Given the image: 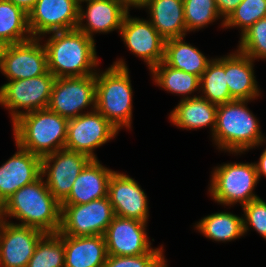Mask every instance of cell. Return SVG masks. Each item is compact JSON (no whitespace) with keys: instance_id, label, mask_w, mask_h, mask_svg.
<instances>
[{"instance_id":"cell-2","label":"cell","mask_w":266,"mask_h":267,"mask_svg":"<svg viewBox=\"0 0 266 267\" xmlns=\"http://www.w3.org/2000/svg\"><path fill=\"white\" fill-rule=\"evenodd\" d=\"M48 71L56 78L95 75V41L78 29L53 32L44 44ZM93 68V70H92Z\"/></svg>"},{"instance_id":"cell-22","label":"cell","mask_w":266,"mask_h":267,"mask_svg":"<svg viewBox=\"0 0 266 267\" xmlns=\"http://www.w3.org/2000/svg\"><path fill=\"white\" fill-rule=\"evenodd\" d=\"M253 59L237 50L225 56V74L230 96L234 100H252L259 96Z\"/></svg>"},{"instance_id":"cell-8","label":"cell","mask_w":266,"mask_h":267,"mask_svg":"<svg viewBox=\"0 0 266 267\" xmlns=\"http://www.w3.org/2000/svg\"><path fill=\"white\" fill-rule=\"evenodd\" d=\"M114 216L108 196L86 204L61 205L58 232L68 236L104 235Z\"/></svg>"},{"instance_id":"cell-13","label":"cell","mask_w":266,"mask_h":267,"mask_svg":"<svg viewBox=\"0 0 266 267\" xmlns=\"http://www.w3.org/2000/svg\"><path fill=\"white\" fill-rule=\"evenodd\" d=\"M45 234L40 229L0 219V267H27Z\"/></svg>"},{"instance_id":"cell-32","label":"cell","mask_w":266,"mask_h":267,"mask_svg":"<svg viewBox=\"0 0 266 267\" xmlns=\"http://www.w3.org/2000/svg\"><path fill=\"white\" fill-rule=\"evenodd\" d=\"M266 17V0H242L223 27H240L241 34L261 18Z\"/></svg>"},{"instance_id":"cell-34","label":"cell","mask_w":266,"mask_h":267,"mask_svg":"<svg viewBox=\"0 0 266 267\" xmlns=\"http://www.w3.org/2000/svg\"><path fill=\"white\" fill-rule=\"evenodd\" d=\"M162 252L161 247L137 256L107 255L103 267H167Z\"/></svg>"},{"instance_id":"cell-30","label":"cell","mask_w":266,"mask_h":267,"mask_svg":"<svg viewBox=\"0 0 266 267\" xmlns=\"http://www.w3.org/2000/svg\"><path fill=\"white\" fill-rule=\"evenodd\" d=\"M65 248L57 233H46L36 245L27 267H65Z\"/></svg>"},{"instance_id":"cell-6","label":"cell","mask_w":266,"mask_h":267,"mask_svg":"<svg viewBox=\"0 0 266 267\" xmlns=\"http://www.w3.org/2000/svg\"><path fill=\"white\" fill-rule=\"evenodd\" d=\"M258 181L255 163H225L214 169L209 192L217 203L243 206L259 198L253 193Z\"/></svg>"},{"instance_id":"cell-27","label":"cell","mask_w":266,"mask_h":267,"mask_svg":"<svg viewBox=\"0 0 266 267\" xmlns=\"http://www.w3.org/2000/svg\"><path fill=\"white\" fill-rule=\"evenodd\" d=\"M31 38L28 14L12 2L0 0V39L11 45Z\"/></svg>"},{"instance_id":"cell-15","label":"cell","mask_w":266,"mask_h":267,"mask_svg":"<svg viewBox=\"0 0 266 267\" xmlns=\"http://www.w3.org/2000/svg\"><path fill=\"white\" fill-rule=\"evenodd\" d=\"M40 39L32 37L9 45L1 68L9 81L38 77L48 71L47 51Z\"/></svg>"},{"instance_id":"cell-12","label":"cell","mask_w":266,"mask_h":267,"mask_svg":"<svg viewBox=\"0 0 266 267\" xmlns=\"http://www.w3.org/2000/svg\"><path fill=\"white\" fill-rule=\"evenodd\" d=\"M78 23L79 6L76 0H37L28 13V24L33 38L77 29Z\"/></svg>"},{"instance_id":"cell-10","label":"cell","mask_w":266,"mask_h":267,"mask_svg":"<svg viewBox=\"0 0 266 267\" xmlns=\"http://www.w3.org/2000/svg\"><path fill=\"white\" fill-rule=\"evenodd\" d=\"M117 134L118 129L93 108L91 112L69 119L64 148L97 159L93 153L94 149L113 139Z\"/></svg>"},{"instance_id":"cell-4","label":"cell","mask_w":266,"mask_h":267,"mask_svg":"<svg viewBox=\"0 0 266 267\" xmlns=\"http://www.w3.org/2000/svg\"><path fill=\"white\" fill-rule=\"evenodd\" d=\"M128 71L125 62L118 60L95 74V109L118 130L131 127L133 92Z\"/></svg>"},{"instance_id":"cell-31","label":"cell","mask_w":266,"mask_h":267,"mask_svg":"<svg viewBox=\"0 0 266 267\" xmlns=\"http://www.w3.org/2000/svg\"><path fill=\"white\" fill-rule=\"evenodd\" d=\"M187 32L205 27L220 18L215 0H183Z\"/></svg>"},{"instance_id":"cell-7","label":"cell","mask_w":266,"mask_h":267,"mask_svg":"<svg viewBox=\"0 0 266 267\" xmlns=\"http://www.w3.org/2000/svg\"><path fill=\"white\" fill-rule=\"evenodd\" d=\"M55 79L56 77L47 71L38 77L8 81L2 85L0 104L12 111V122L24 113L46 109ZM20 108L26 111H18Z\"/></svg>"},{"instance_id":"cell-3","label":"cell","mask_w":266,"mask_h":267,"mask_svg":"<svg viewBox=\"0 0 266 267\" xmlns=\"http://www.w3.org/2000/svg\"><path fill=\"white\" fill-rule=\"evenodd\" d=\"M69 119L48 108L19 116L13 123L17 146L44 157L64 149Z\"/></svg>"},{"instance_id":"cell-40","label":"cell","mask_w":266,"mask_h":267,"mask_svg":"<svg viewBox=\"0 0 266 267\" xmlns=\"http://www.w3.org/2000/svg\"><path fill=\"white\" fill-rule=\"evenodd\" d=\"M9 45L10 44L7 43L5 40L0 39V70L3 66L4 58Z\"/></svg>"},{"instance_id":"cell-17","label":"cell","mask_w":266,"mask_h":267,"mask_svg":"<svg viewBox=\"0 0 266 267\" xmlns=\"http://www.w3.org/2000/svg\"><path fill=\"white\" fill-rule=\"evenodd\" d=\"M108 198L116 216L147 223V196L133 178L114 171L108 184Z\"/></svg>"},{"instance_id":"cell-39","label":"cell","mask_w":266,"mask_h":267,"mask_svg":"<svg viewBox=\"0 0 266 267\" xmlns=\"http://www.w3.org/2000/svg\"><path fill=\"white\" fill-rule=\"evenodd\" d=\"M255 165H256L258 180L262 175L266 176V148L261 154L259 162L255 163Z\"/></svg>"},{"instance_id":"cell-5","label":"cell","mask_w":266,"mask_h":267,"mask_svg":"<svg viewBox=\"0 0 266 267\" xmlns=\"http://www.w3.org/2000/svg\"><path fill=\"white\" fill-rule=\"evenodd\" d=\"M247 102L234 100L218 105L213 132L218 148L238 154L265 142L257 119L245 105Z\"/></svg>"},{"instance_id":"cell-16","label":"cell","mask_w":266,"mask_h":267,"mask_svg":"<svg viewBox=\"0 0 266 267\" xmlns=\"http://www.w3.org/2000/svg\"><path fill=\"white\" fill-rule=\"evenodd\" d=\"M146 226L145 222L115 215L103 235L107 255L137 256L149 253L153 248L148 241Z\"/></svg>"},{"instance_id":"cell-33","label":"cell","mask_w":266,"mask_h":267,"mask_svg":"<svg viewBox=\"0 0 266 267\" xmlns=\"http://www.w3.org/2000/svg\"><path fill=\"white\" fill-rule=\"evenodd\" d=\"M238 50L251 59H266V17L259 19L241 34Z\"/></svg>"},{"instance_id":"cell-28","label":"cell","mask_w":266,"mask_h":267,"mask_svg":"<svg viewBox=\"0 0 266 267\" xmlns=\"http://www.w3.org/2000/svg\"><path fill=\"white\" fill-rule=\"evenodd\" d=\"M202 98L218 105L225 104L234 99L230 96L225 74V57L212 59L200 77V91Z\"/></svg>"},{"instance_id":"cell-21","label":"cell","mask_w":266,"mask_h":267,"mask_svg":"<svg viewBox=\"0 0 266 267\" xmlns=\"http://www.w3.org/2000/svg\"><path fill=\"white\" fill-rule=\"evenodd\" d=\"M64 243L65 267H103L107 250L103 235L68 236L57 232Z\"/></svg>"},{"instance_id":"cell-23","label":"cell","mask_w":266,"mask_h":267,"mask_svg":"<svg viewBox=\"0 0 266 267\" xmlns=\"http://www.w3.org/2000/svg\"><path fill=\"white\" fill-rule=\"evenodd\" d=\"M217 108L216 104L201 96H186L171 111L169 117L175 126L184 129H199L210 125L213 134L216 127Z\"/></svg>"},{"instance_id":"cell-37","label":"cell","mask_w":266,"mask_h":267,"mask_svg":"<svg viewBox=\"0 0 266 267\" xmlns=\"http://www.w3.org/2000/svg\"><path fill=\"white\" fill-rule=\"evenodd\" d=\"M24 10L27 14L33 9L37 0H7Z\"/></svg>"},{"instance_id":"cell-11","label":"cell","mask_w":266,"mask_h":267,"mask_svg":"<svg viewBox=\"0 0 266 267\" xmlns=\"http://www.w3.org/2000/svg\"><path fill=\"white\" fill-rule=\"evenodd\" d=\"M90 160L87 154L65 148L42 157V176L47 175L46 185L60 203L68 197L73 183Z\"/></svg>"},{"instance_id":"cell-9","label":"cell","mask_w":266,"mask_h":267,"mask_svg":"<svg viewBox=\"0 0 266 267\" xmlns=\"http://www.w3.org/2000/svg\"><path fill=\"white\" fill-rule=\"evenodd\" d=\"M95 94V75L56 78L47 108L67 119L75 118L89 105L95 108Z\"/></svg>"},{"instance_id":"cell-25","label":"cell","mask_w":266,"mask_h":267,"mask_svg":"<svg viewBox=\"0 0 266 267\" xmlns=\"http://www.w3.org/2000/svg\"><path fill=\"white\" fill-rule=\"evenodd\" d=\"M184 37L165 40L164 62L175 69L194 74L199 78L212 61L196 47L183 42Z\"/></svg>"},{"instance_id":"cell-36","label":"cell","mask_w":266,"mask_h":267,"mask_svg":"<svg viewBox=\"0 0 266 267\" xmlns=\"http://www.w3.org/2000/svg\"><path fill=\"white\" fill-rule=\"evenodd\" d=\"M215 2L220 16H223L222 26H224V21L230 16L242 0H215Z\"/></svg>"},{"instance_id":"cell-29","label":"cell","mask_w":266,"mask_h":267,"mask_svg":"<svg viewBox=\"0 0 266 267\" xmlns=\"http://www.w3.org/2000/svg\"><path fill=\"white\" fill-rule=\"evenodd\" d=\"M151 72L155 83L171 93L185 96L200 89L198 76L168 66L164 61L154 66Z\"/></svg>"},{"instance_id":"cell-24","label":"cell","mask_w":266,"mask_h":267,"mask_svg":"<svg viewBox=\"0 0 266 267\" xmlns=\"http://www.w3.org/2000/svg\"><path fill=\"white\" fill-rule=\"evenodd\" d=\"M149 21L165 39L181 38L186 35L183 0H151Z\"/></svg>"},{"instance_id":"cell-20","label":"cell","mask_w":266,"mask_h":267,"mask_svg":"<svg viewBox=\"0 0 266 267\" xmlns=\"http://www.w3.org/2000/svg\"><path fill=\"white\" fill-rule=\"evenodd\" d=\"M113 172L101 165L99 160L91 159L76 178L68 197L61 205L86 204L107 197Z\"/></svg>"},{"instance_id":"cell-38","label":"cell","mask_w":266,"mask_h":267,"mask_svg":"<svg viewBox=\"0 0 266 267\" xmlns=\"http://www.w3.org/2000/svg\"><path fill=\"white\" fill-rule=\"evenodd\" d=\"M123 7L128 11L129 7L134 6V7H143L145 8L147 6V4L151 1V0H118Z\"/></svg>"},{"instance_id":"cell-35","label":"cell","mask_w":266,"mask_h":267,"mask_svg":"<svg viewBox=\"0 0 266 267\" xmlns=\"http://www.w3.org/2000/svg\"><path fill=\"white\" fill-rule=\"evenodd\" d=\"M242 209L245 215L243 218L244 234L251 225L252 228L266 239V202L258 198L243 205Z\"/></svg>"},{"instance_id":"cell-41","label":"cell","mask_w":266,"mask_h":267,"mask_svg":"<svg viewBox=\"0 0 266 267\" xmlns=\"http://www.w3.org/2000/svg\"><path fill=\"white\" fill-rule=\"evenodd\" d=\"M90 1H96V0H76V3L80 7L82 2H90Z\"/></svg>"},{"instance_id":"cell-1","label":"cell","mask_w":266,"mask_h":267,"mask_svg":"<svg viewBox=\"0 0 266 267\" xmlns=\"http://www.w3.org/2000/svg\"><path fill=\"white\" fill-rule=\"evenodd\" d=\"M8 216L21 220L20 225L57 233L61 224V203L50 193L41 176L17 190L0 207V218Z\"/></svg>"},{"instance_id":"cell-14","label":"cell","mask_w":266,"mask_h":267,"mask_svg":"<svg viewBox=\"0 0 266 267\" xmlns=\"http://www.w3.org/2000/svg\"><path fill=\"white\" fill-rule=\"evenodd\" d=\"M120 35L128 49L142 58L150 70L164 60L165 39L149 20L131 18L128 12Z\"/></svg>"},{"instance_id":"cell-18","label":"cell","mask_w":266,"mask_h":267,"mask_svg":"<svg viewBox=\"0 0 266 267\" xmlns=\"http://www.w3.org/2000/svg\"><path fill=\"white\" fill-rule=\"evenodd\" d=\"M17 148L18 151L0 167V207L17 190L42 176V158Z\"/></svg>"},{"instance_id":"cell-19","label":"cell","mask_w":266,"mask_h":267,"mask_svg":"<svg viewBox=\"0 0 266 267\" xmlns=\"http://www.w3.org/2000/svg\"><path fill=\"white\" fill-rule=\"evenodd\" d=\"M79 7L77 29L93 39V33H108L121 29L127 11L118 0H96L87 2L86 11ZM86 19V24L83 21ZM87 25V26H86Z\"/></svg>"},{"instance_id":"cell-26","label":"cell","mask_w":266,"mask_h":267,"mask_svg":"<svg viewBox=\"0 0 266 267\" xmlns=\"http://www.w3.org/2000/svg\"><path fill=\"white\" fill-rule=\"evenodd\" d=\"M205 237L215 241H231L244 235L243 217L218 212L201 219L195 226Z\"/></svg>"}]
</instances>
